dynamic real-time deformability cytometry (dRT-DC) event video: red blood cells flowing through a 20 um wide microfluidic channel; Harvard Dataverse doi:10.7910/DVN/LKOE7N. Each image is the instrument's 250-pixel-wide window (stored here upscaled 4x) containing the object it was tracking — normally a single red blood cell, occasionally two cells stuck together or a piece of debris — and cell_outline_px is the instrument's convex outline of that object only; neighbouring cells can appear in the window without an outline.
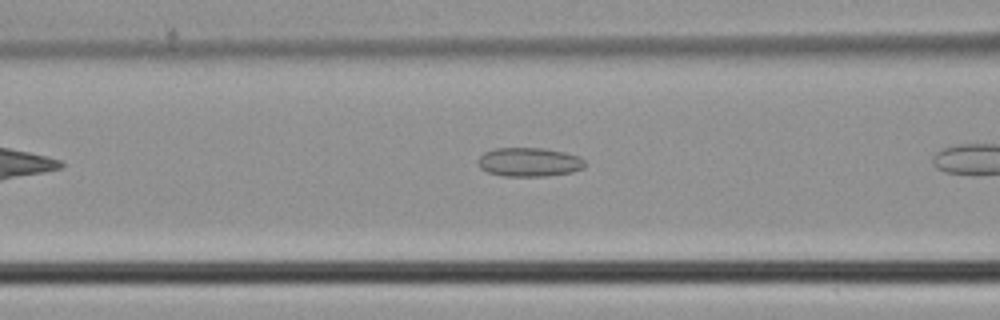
{"species": "common noctule bat (a hibernating species)", "species_latin": "Nyctalus noctula", "temperature_condition": "cold", "stored_images_in_passage": 7, "camera_frame_rate_fps": 3000, "um_per_image_px": 0.085, "animal": {"sex": "male", "body_mass_g": 21.5, "forearm_length_mm": 52.0}, "frame": {"image": 1, "passage_image": 6, "time_ms": 1.667, "image_size_px": [1000, 320], "cell_outline_px": [[588, 164], [584, 168], [572, 172], [548, 176], [504, 176], [488, 172], [480, 168], [476, 164], [476, 160], [484, 152], [496, 148], [544, 148], [564, 152], [576, 156], [584, 160]], "centroid_in_image_um": [44.96, 13.78], "position_along_channel_um": 121.6, "area_um2": 18.21}}